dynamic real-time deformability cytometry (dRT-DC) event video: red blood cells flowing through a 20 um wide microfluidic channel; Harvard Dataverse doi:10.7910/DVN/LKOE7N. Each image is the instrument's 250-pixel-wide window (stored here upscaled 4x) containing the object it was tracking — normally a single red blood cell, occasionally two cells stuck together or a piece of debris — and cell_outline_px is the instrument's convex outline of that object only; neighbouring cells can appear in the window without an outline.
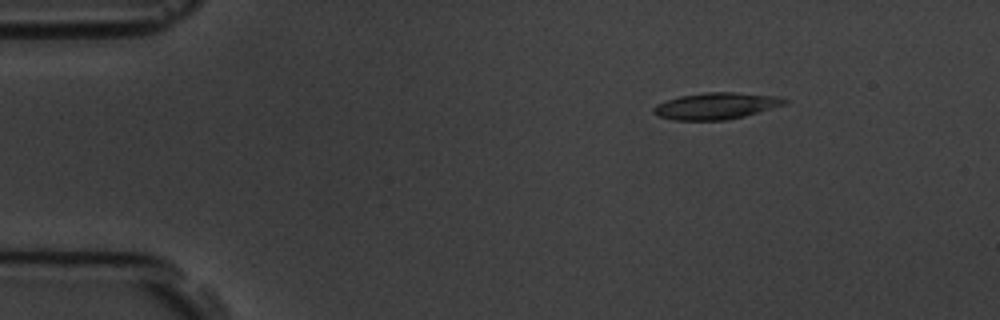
{"species": "common noctule bat (a hibernating species)", "species_latin": "Nyctalus noctula", "temperature_condition": "room temperature", "stored_images_in_passage": 5, "camera_frame_rate_fps": 3000, "um_per_image_px": 0.085, "animal": {"sex": "male", "body_mass_g": 19.5, "forearm_length_mm": 54.6}, "frame": {"image": 1, "passage_image": 2, "time_ms": 1.0, "image_size_px": [1000, 320], "cell_outline_px": [[788, 100], [784, 104], [744, 116], [724, 120], [672, 120], [656, 116], [652, 112], [652, 108], [656, 104], [680, 96], [704, 92], [732, 92], [776, 96]], "centroid_in_image_um": [60.78, 9.01], "position_along_channel_um": 24.2, "area_um2": 20.11}}
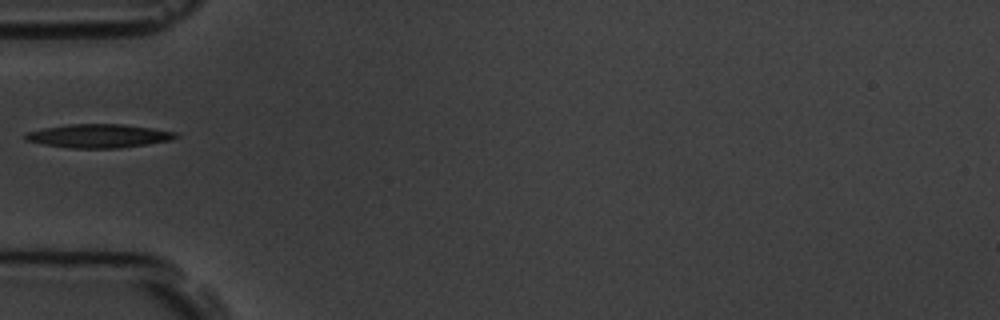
{"frame": {"image": 2, "passage_image": 4, "time_ms": 4.333, "image_size_px": [1000, 320], "cell_outline_px": [[180, 136], [172, 140], [148, 144], [120, 148], [68, 148], [44, 144], [24, 140], [24, 136], [28, 132], [44, 128], [68, 124], [124, 124], [152, 128], [176, 132]], "centroid_in_image_um": [8.42, 11.55], "position_along_channel_um": 76.6, "area_um2": 20.75}}
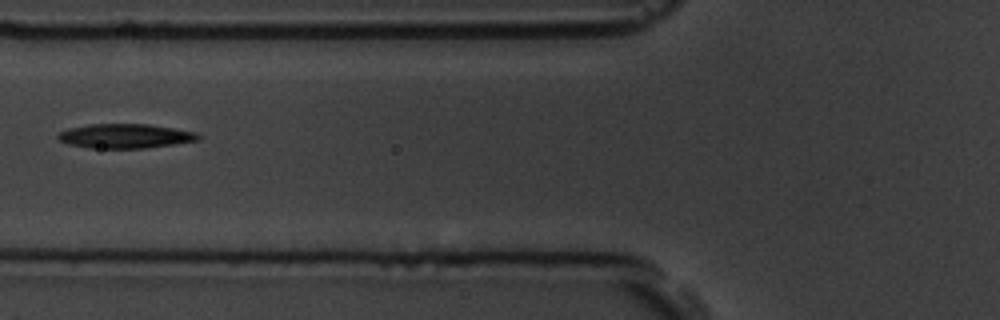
{"frame": {"image": 3, "passage_image": 5, "time_ms": 5.333, "image_size_px": [1000, 320], "cell_outline_px": [[200, 140], [176, 144], [144, 148], [88, 148], [68, 144], [60, 140], [56, 136], [60, 132], [68, 128], [88, 124], [148, 124], [196, 132], [200, 136]], "centroid_in_image_um": [10.64, 11.56], "position_along_channel_um": 115.2, "area_um2": 19.94}}